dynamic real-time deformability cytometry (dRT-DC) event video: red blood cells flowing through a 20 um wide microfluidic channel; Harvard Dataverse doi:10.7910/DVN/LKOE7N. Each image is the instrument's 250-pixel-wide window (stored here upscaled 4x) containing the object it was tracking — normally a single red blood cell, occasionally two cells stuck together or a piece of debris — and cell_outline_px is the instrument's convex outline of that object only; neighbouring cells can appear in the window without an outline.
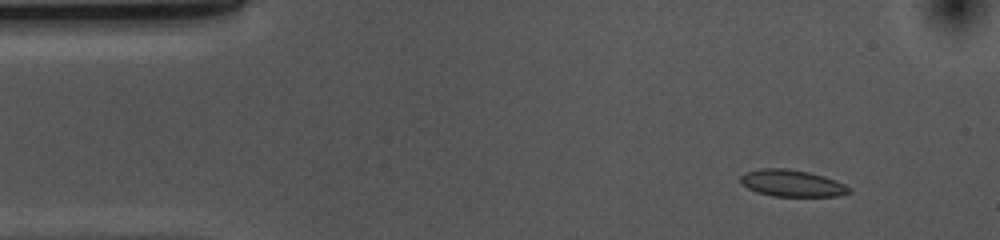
{"species": "common noctule bat (a hibernating species)", "species_latin": "Nyctalus noctula", "temperature_condition": "cold", "stored_images_in_passage": 53, "camera_frame_rate_fps": 3000, "um_per_image_px": 0.085, "animal": {"sex": "female", "body_mass_g": 10.0, "forearm_length_mm": 53.1}, "frame": {"image": 1, "passage_image": 5, "time_ms": 1.333, "image_size_px": [1000, 240], "cell_outline_px": [[852, 192], [840, 196], [772, 196], [756, 192], [748, 188], [740, 180], [740, 176], [744, 172], [760, 168], [788, 168], [808, 172], [824, 176], [836, 180], [852, 188]], "centroid_in_image_um": [67.34, 15.57], "position_along_channel_um": 17.7, "area_um2": 17.11}}
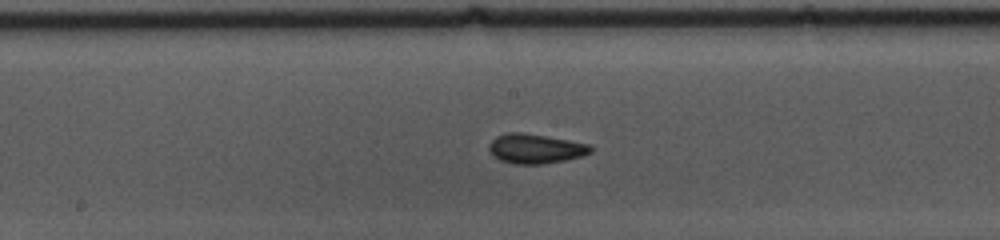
{"frame": {"image": 2, "passage_image": 26, "time_ms": 8.333, "image_size_px": [1000, 240], "cell_outline_px": [[592, 152], [584, 156], [544, 164], [516, 164], [500, 160], [492, 156], [488, 148], [492, 140], [496, 136], [508, 132], [520, 132], [568, 140], [588, 144], [592, 148]], "centroid_in_image_um": [45.5, 12.64], "position_along_channel_um": 202.7, "area_um2": 17.46}}
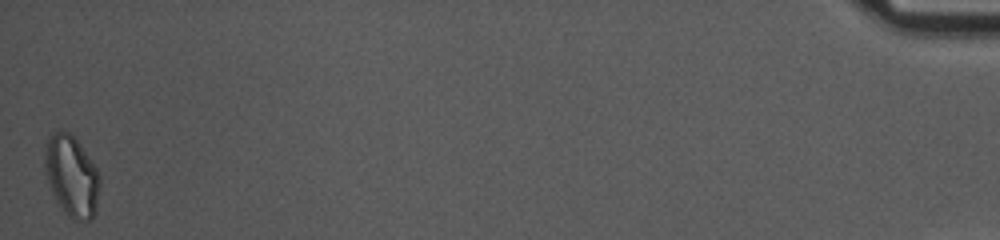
{"frame": {"image": 3, "passage_image": 53, "time_ms": 17.333, "image_size_px": [1000, 240], "cell_outline_px": [[100, 184], [96, 212], [88, 220], [72, 220], [64, 212], [56, 200], [44, 172], [44, 152], [48, 136], [52, 132], [64, 128], [80, 144], [96, 168], [100, 176]], "centroid_in_image_um": [6.07, 14.94], "position_along_channel_um": 429.1, "area_um2": 26.13}, "authors_computed_cell_mechanics": {"area_um2": 17.051, "velocity_mm_per_s": 3.6555, "shape_relaxation_time_tau1_ms": 4.0655, "shape_relaxation_time_tau2_ms": 1.7392, "deformation_change_tau1": 0.1085, "deformation_change_tau2": 0.0734}}